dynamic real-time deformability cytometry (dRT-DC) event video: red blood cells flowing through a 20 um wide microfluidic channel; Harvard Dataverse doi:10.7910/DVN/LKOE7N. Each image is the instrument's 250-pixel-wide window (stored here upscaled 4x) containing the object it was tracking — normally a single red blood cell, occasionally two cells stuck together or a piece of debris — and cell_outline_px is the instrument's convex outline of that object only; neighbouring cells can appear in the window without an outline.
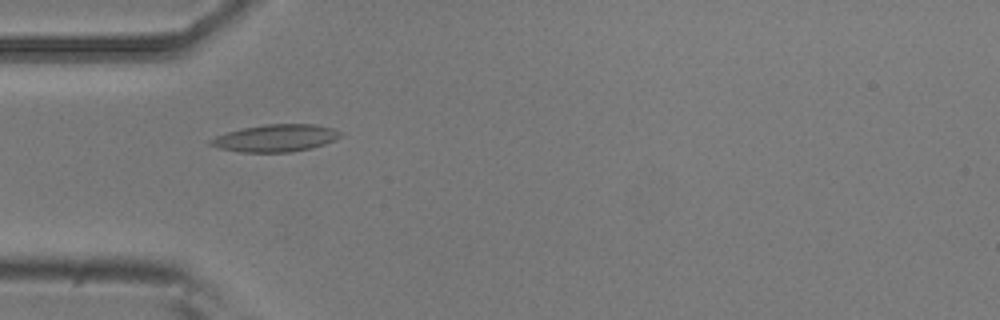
{"species": "common noctule bat (a hibernating species)", "species_latin": "Nyctalus noctula", "temperature_condition": "room temperature", "stored_images_in_passage": 5, "camera_frame_rate_fps": 3000, "um_per_image_px": 0.085, "animal": {"sex": "male", "body_mass_g": 20.5, "forearm_length_mm": 52.5}, "frame": {"image": 1, "passage_image": 5, "time_ms": 1.333, "image_size_px": [1000, 320], "cell_outline_px": [[340, 136], [336, 140], [312, 148], [292, 152], [240, 152], [220, 148], [208, 144], [208, 140], [216, 136], [228, 132], [244, 128], [264, 124], [316, 124], [332, 128], [340, 132]], "centroid_in_image_um": [23.43, 11.74], "position_along_channel_um": 61.6, "area_um2": 20.58}}